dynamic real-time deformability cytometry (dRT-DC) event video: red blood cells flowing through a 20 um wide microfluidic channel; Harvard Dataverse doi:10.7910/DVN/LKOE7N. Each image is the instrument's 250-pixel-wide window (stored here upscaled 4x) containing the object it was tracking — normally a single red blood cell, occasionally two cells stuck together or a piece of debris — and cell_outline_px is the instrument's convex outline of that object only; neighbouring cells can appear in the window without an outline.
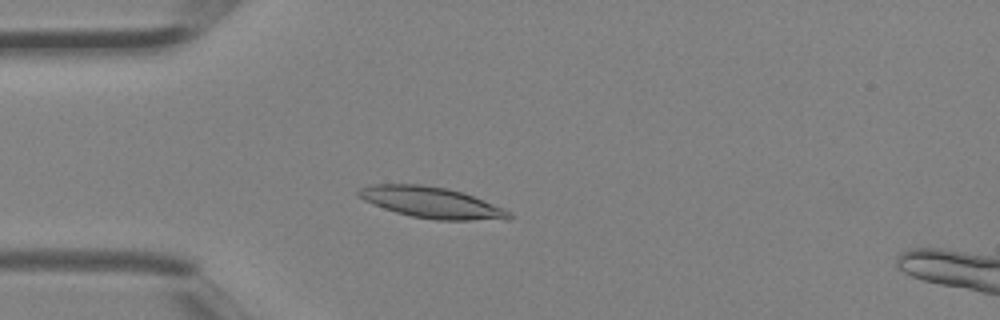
{"species": "Egyptian fruit bat (a non-hibernating species)", "species_latin": "Rousettus aegyptiacus", "temperature_condition": "room temperature", "stored_images_in_passage": 2, "camera_frame_rate_fps": 3000, "um_per_image_px": 0.085, "animal": {"sex": "female"}, "frame": {"image": 1, "passage_image": 2, "time_ms": 0.333, "image_size_px": [1000, 320], "cell_outline_px": [[512, 216], [508, 220], [436, 220], [412, 216], [396, 212], [372, 204], [356, 196], [356, 192], [360, 188], [368, 184], [420, 184], [448, 188], [464, 192], [504, 208], [512, 212]], "centroid_in_image_um": [36.7, 17.21], "position_along_channel_um": 48.3, "area_um2": 27.57}}